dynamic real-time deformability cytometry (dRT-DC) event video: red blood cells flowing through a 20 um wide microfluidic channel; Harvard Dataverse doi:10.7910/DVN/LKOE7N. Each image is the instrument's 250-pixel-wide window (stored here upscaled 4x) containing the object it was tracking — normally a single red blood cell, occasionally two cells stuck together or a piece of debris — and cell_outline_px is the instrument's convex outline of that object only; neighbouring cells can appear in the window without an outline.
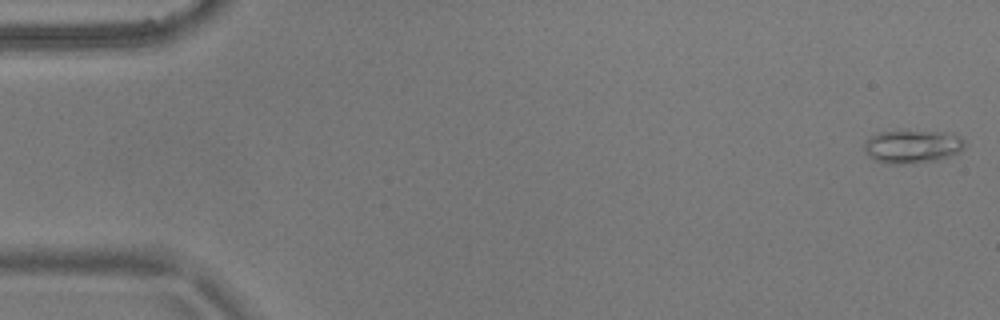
{"species": "common noctule bat (a hibernating species)", "species_latin": "Nyctalus noctula", "temperature_condition": "warm", "stored_images_in_passage": 55, "camera_frame_rate_fps": 3000, "um_per_image_px": 0.085, "animal": {"sex": "male", "body_mass_g": 17.9}, "frame": {"image": 1, "passage_image": 1, "time_ms": 0.0, "image_size_px": [1000, 320], "cell_outline_px": [[964, 148], [960, 152], [940, 160], [904, 164], [888, 164], [876, 160], [868, 156], [864, 148], [864, 144], [872, 136], [880, 132], [952, 132], [960, 136], [964, 140]], "centroid_in_image_um": [77.6, 12.47], "position_along_channel_um": 7.4, "area_um2": 19.31}}
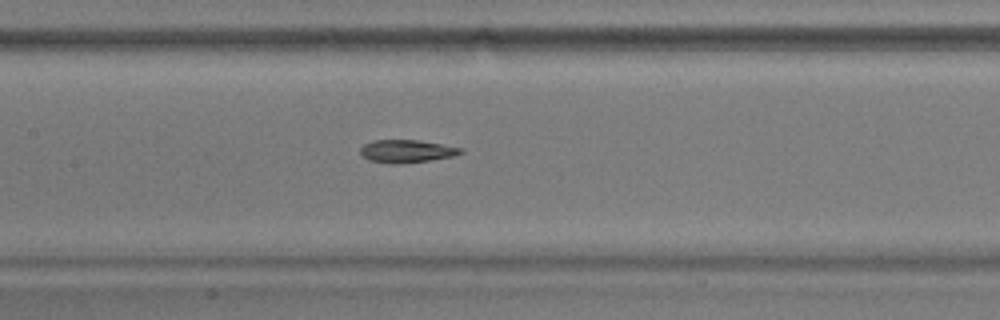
{"frame": {"image": 2, "passage_image": 26, "time_ms": 8.333, "image_size_px": [1000, 320], "cell_outline_px": [[464, 152], [452, 156], [428, 160], [392, 164], [368, 160], [360, 152], [360, 148], [364, 144], [372, 140], [416, 140], [464, 148]], "centroid_in_image_um": [34.54, 12.84], "position_along_channel_um": 172.9, "area_um2": 13.12}}
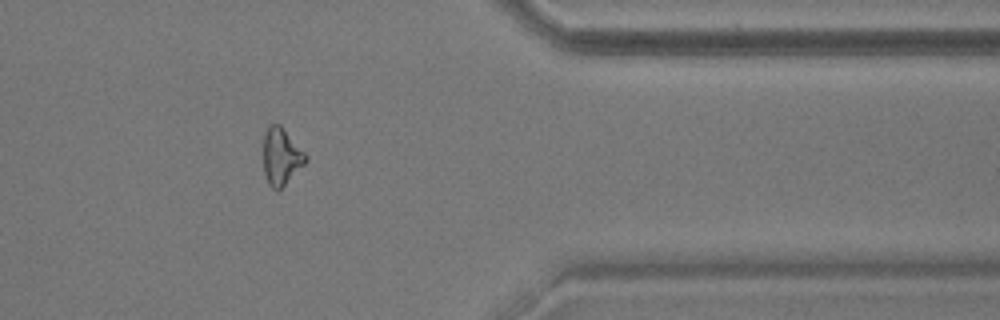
{"frame": {"image": 3, "passage_image": 45, "time_ms": 14.667, "image_size_px": [1000, 320], "cell_outline_px": [[308, 160], [276, 192], [268, 184], [264, 172], [264, 132], [268, 124], [280, 124], [308, 156]], "centroid_in_image_um": [23.89, 13.28], "position_along_channel_um": 387.5, "area_um2": 13.93}, "authors_computed_cell_mechanics": {"area_um2": 14.3922, "velocity_mm_per_s": 3.666, "shape_relaxation_time_tau1_ms": null, "shape_relaxation_time_tau2_ms": 5.5672, "deformation_change_tau1": null, "deformation_change_tau2": 0.1333}}